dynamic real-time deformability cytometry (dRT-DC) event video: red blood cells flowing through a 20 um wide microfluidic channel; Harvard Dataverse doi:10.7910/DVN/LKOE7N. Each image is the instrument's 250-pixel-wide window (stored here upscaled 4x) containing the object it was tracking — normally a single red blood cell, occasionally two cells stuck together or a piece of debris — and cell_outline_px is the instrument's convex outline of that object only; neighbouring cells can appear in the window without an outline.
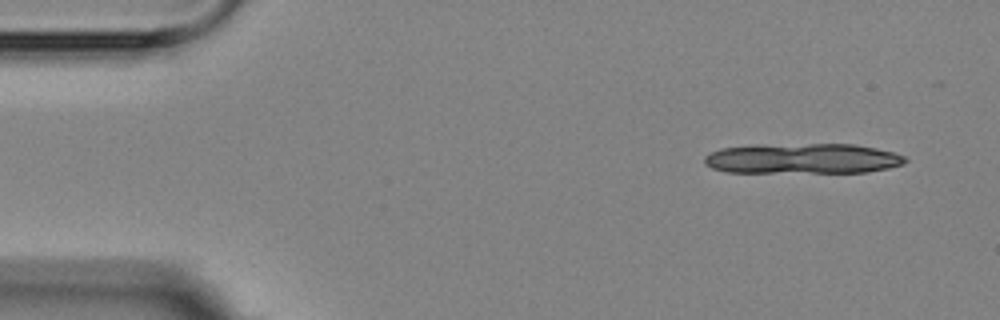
{"species": "Egyptian fruit bat (a non-hibernating species)", "species_latin": "Rousettus aegyptiacus", "temperature_condition": "room temperature", "stored_images_in_passage": 4, "camera_frame_rate_fps": 3000, "um_per_image_px": 0.085, "animal": {"sex": "female"}, "frame": {"image": 1, "passage_image": 1, "time_ms": 0.0, "image_size_px": [1000, 320], "cell_outline_px": [[908, 160], [904, 164], [888, 168], [868, 172], [728, 172], [712, 168], [704, 164], [704, 156], [720, 148], [756, 144], [856, 144], [876, 148], [892, 152], [904, 156]], "centroid_in_image_um": [68.21, 13.47], "position_along_channel_um": 16.8, "area_um2": 35.72}}
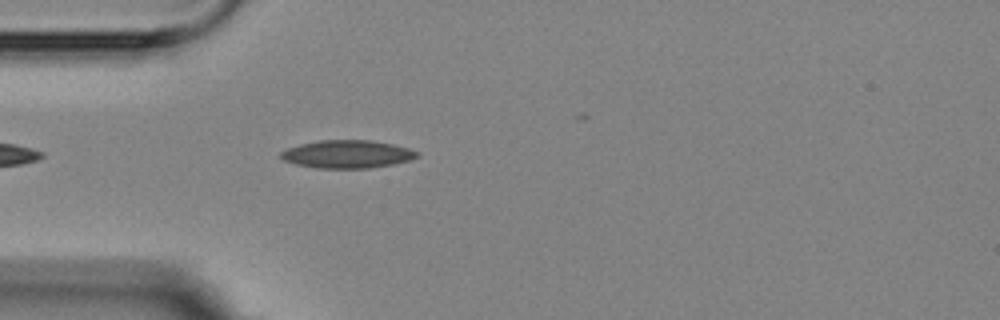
{"frame": {"image": 2, "passage_image": 4, "time_ms": 4.0, "image_size_px": [1000, 320], "cell_outline_px": [[420, 156], [408, 160], [392, 164], [372, 168], [316, 168], [296, 164], [284, 160], [280, 156], [280, 152], [288, 148], [300, 144], [320, 140], [372, 140], [392, 144], [408, 148], [420, 152]], "centroid_in_image_um": [29.53, 13.1], "position_along_channel_um": 55.5, "area_um2": 22.14}}